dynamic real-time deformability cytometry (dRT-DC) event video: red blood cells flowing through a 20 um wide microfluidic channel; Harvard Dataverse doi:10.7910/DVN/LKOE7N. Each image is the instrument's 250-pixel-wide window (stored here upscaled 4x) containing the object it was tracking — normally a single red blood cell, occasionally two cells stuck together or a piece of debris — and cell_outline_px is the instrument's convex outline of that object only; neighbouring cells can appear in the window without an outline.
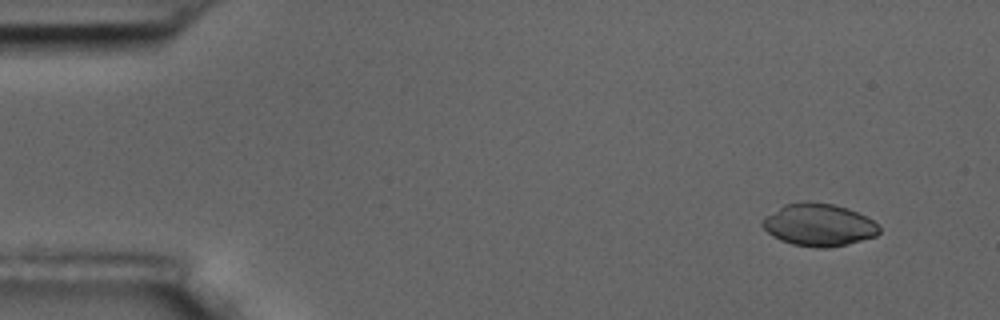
{"species": "common noctule bat (a hibernating species)", "species_latin": "Nyctalus noctula", "temperature_condition": "room temperature", "stored_images_in_passage": 5, "camera_frame_rate_fps": 3000, "um_per_image_px": 0.085, "animal": {"sex": "male", "body_mass_g": 17.5, "forearm_length_mm": 52.3}, "frame": {"image": 1, "passage_image": 1, "time_ms": 0.0, "image_size_px": [1000, 320], "cell_outline_px": [[880, 232], [876, 236], [848, 244], [828, 248], [816, 248], [792, 244], [780, 240], [772, 236], [760, 224], [760, 220], [764, 216], [784, 204], [808, 200], [832, 204], [848, 208], [868, 216], [880, 228]], "centroid_in_image_um": [69.57, 19.1], "position_along_channel_um": 15.4, "area_um2": 29.3}}
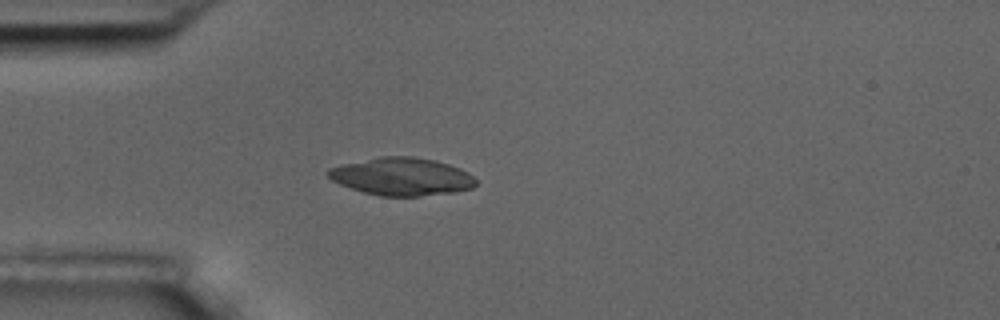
{"frame": {"image": 2, "passage_image": 4, "time_ms": 3.667, "image_size_px": [1000, 320], "cell_outline_px": [[476, 184], [472, 188], [452, 192], [420, 196], [380, 196], [364, 192], [340, 184], [332, 180], [324, 172], [328, 168], [340, 164], [380, 156], [412, 156], [436, 160], [460, 168], [468, 172], [476, 180]], "centroid_in_image_um": [34.11, 14.99], "position_along_channel_um": 50.9, "area_um2": 32.6}}